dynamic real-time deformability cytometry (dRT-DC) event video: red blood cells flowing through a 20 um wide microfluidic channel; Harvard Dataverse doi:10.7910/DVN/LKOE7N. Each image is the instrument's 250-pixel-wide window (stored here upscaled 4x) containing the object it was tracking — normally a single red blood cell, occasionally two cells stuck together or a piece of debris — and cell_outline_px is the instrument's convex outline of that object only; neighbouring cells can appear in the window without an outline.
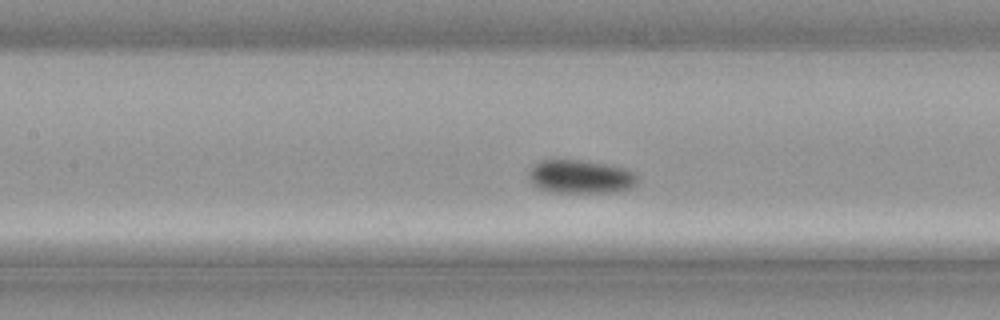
{"species": "common noctule bat (a hibernating species)", "species_latin": "Nyctalus noctula", "temperature_condition": "cold", "stored_images_in_passage": 21, "camera_frame_rate_fps": 3000, "um_per_image_px": 0.085, "animal": {"sex": "male", "body_mass_g": 21.5, "forearm_length_mm": 52.0}, "frame": {"image": 1, "passage_image": 7, "time_ms": 2.0, "image_size_px": [1000, 320], "cell_outline_px": [[636, 184], [628, 188], [612, 192], [556, 192], [540, 188], [532, 184], [528, 180], [528, 168], [532, 164], [540, 160], [584, 160], [624, 168], [632, 172], [636, 176]], "centroid_in_image_um": [49.25, 15.0], "position_along_channel_um": 158.1, "area_um2": 21.1}}
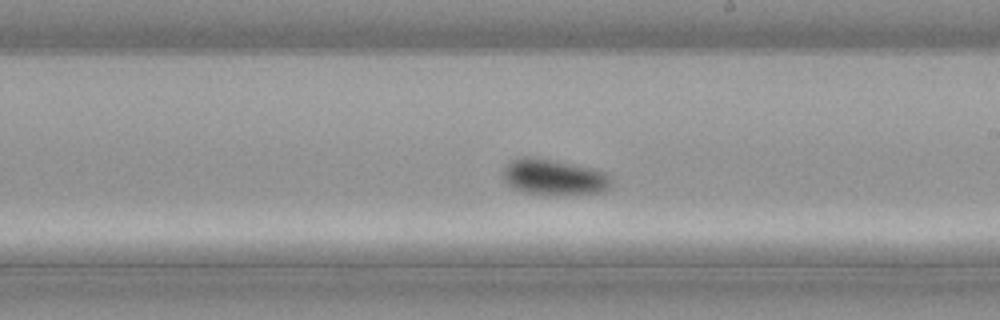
{"frame": {"image": 2, "passage_image": 13, "time_ms": 4.0, "image_size_px": [1000, 320], "cell_outline_px": [[612, 184], [608, 188], [600, 192], [548, 196], [540, 196], [524, 192], [512, 188], [504, 180], [504, 168], [512, 160], [524, 156], [528, 156], [592, 168], [604, 172], [612, 180]], "centroid_in_image_um": [47.06, 15.09], "position_along_channel_um": 241.9, "area_um2": 22.6}}
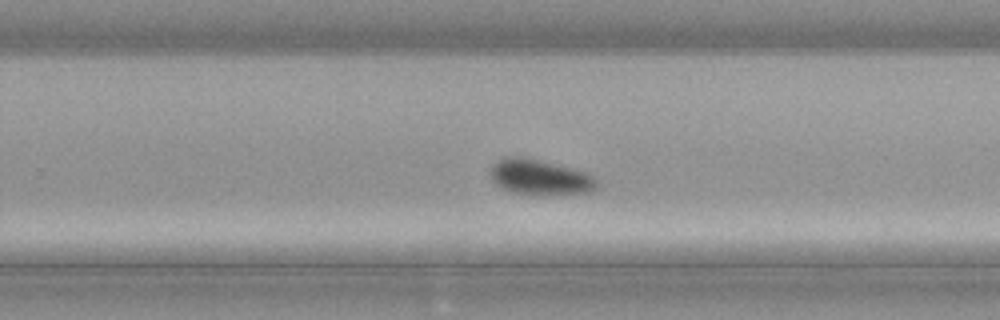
{"frame": {"image": 3, "passage_image": 16, "time_ms": 5.0, "image_size_px": [1000, 320], "cell_outline_px": [[596, 188], [592, 192], [532, 196], [512, 192], [496, 184], [492, 180], [488, 172], [492, 164], [496, 160], [504, 156], [524, 156], [572, 168], [584, 172], [592, 176], [596, 180]], "centroid_in_image_um": [45.82, 15.06], "position_along_channel_um": 284.0, "area_um2": 22.37}}